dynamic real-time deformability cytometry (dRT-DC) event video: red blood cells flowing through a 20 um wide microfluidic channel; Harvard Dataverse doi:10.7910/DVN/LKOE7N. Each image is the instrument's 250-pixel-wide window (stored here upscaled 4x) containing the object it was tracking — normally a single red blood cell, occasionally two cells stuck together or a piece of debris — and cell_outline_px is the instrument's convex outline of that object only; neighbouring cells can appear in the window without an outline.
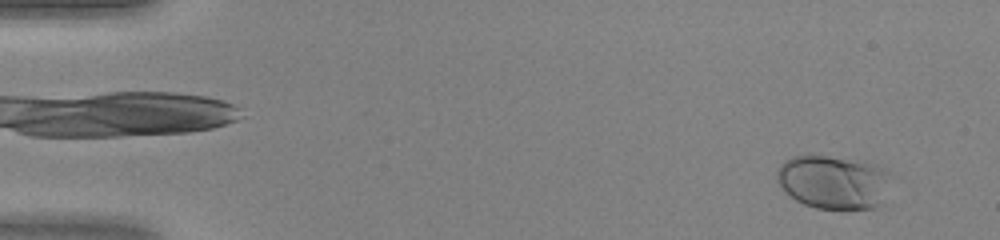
{"species": "human", "species_latin": "Homo sapiens", "temperature_condition": "warm", "stored_images_in_passage": 47, "camera_frame_rate_fps": 3000, "um_per_image_px": 0.085, "donor": {"sex": "female"}, "frame": {"image": 1, "passage_image": 3, "time_ms": 0.667, "image_size_px": [1000, 240], "cell_outline_px": [[892, 172], [884, 204], [876, 208], [816, 208], [804, 204], [796, 200], [784, 192], [776, 180], [776, 172], [780, 164], [784, 160], [792, 156], [808, 152], [812, 152], [876, 164], [888, 168]], "centroid_in_image_um": [70.85, 15.42], "position_along_channel_um": 14.1, "area_um2": 36.99}}
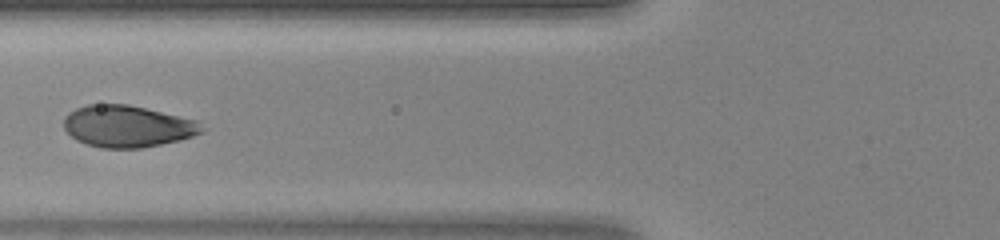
{"frame": {"image": 2, "passage_image": 19, "time_ms": 6.0, "image_size_px": [1000, 240], "cell_outline_px": [[204, 132], [180, 140], [140, 148], [100, 148], [76, 140], [64, 128], [64, 116], [68, 112], [76, 108], [88, 104], [128, 104], [196, 120], [204, 128]], "centroid_in_image_um": [10.81, 10.73], "position_along_channel_um": 115.0, "area_um2": 33.47}}
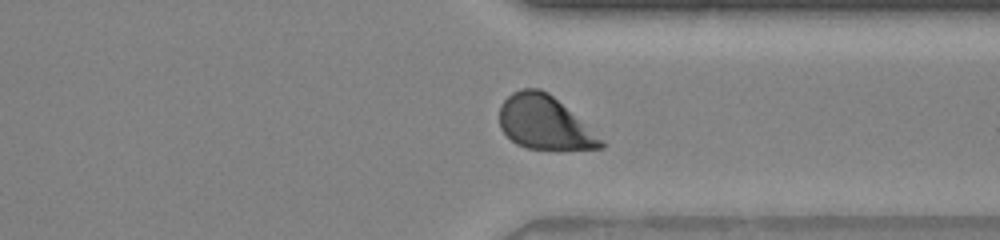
{"frame": {"image": 3, "passage_image": 36, "time_ms": 11.667, "image_size_px": [1000, 240], "cell_outline_px": [[604, 148], [528, 148], [516, 144], [500, 128], [500, 104], [512, 92], [524, 88], [540, 88], [548, 92], [604, 140]], "centroid_in_image_um": [46.25, 10.4], "position_along_channel_um": 365.2, "area_um2": 31.04}}